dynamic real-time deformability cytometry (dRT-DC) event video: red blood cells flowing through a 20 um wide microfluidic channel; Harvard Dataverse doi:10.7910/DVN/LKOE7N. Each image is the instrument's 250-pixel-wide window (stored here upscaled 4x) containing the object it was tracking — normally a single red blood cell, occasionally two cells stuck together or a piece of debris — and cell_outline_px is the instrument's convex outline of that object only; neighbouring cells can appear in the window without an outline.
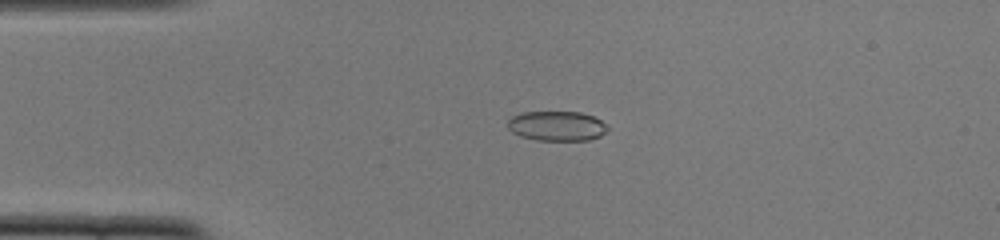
{"species": "common noctule bat (a hibernating species)", "species_latin": "Nyctalus noctula", "temperature_condition": "cold", "stored_images_in_passage": 50, "camera_frame_rate_fps": 3000, "um_per_image_px": 0.085, "animal": {"sex": "female", "body_mass_g": 22.0, "forearm_length_mm": 56.7}, "frame": {"image": 1, "passage_image": 11, "time_ms": 3.333, "image_size_px": [1000, 240], "cell_outline_px": [[608, 128], [600, 136], [588, 140], [536, 140], [520, 136], [512, 132], [508, 128], [508, 120], [512, 116], [524, 112], [580, 112], [592, 116], [608, 124]], "centroid_in_image_um": [47.32, 10.71], "position_along_channel_um": 37.7, "area_um2": 17.28}}
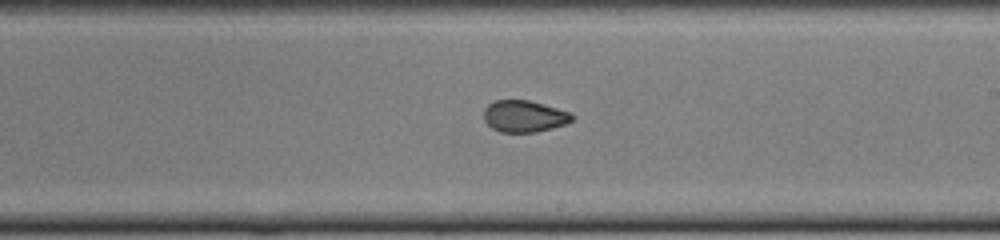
{"frame": {"image": 2, "passage_image": 29, "time_ms": 9.333, "image_size_px": [1000, 240], "cell_outline_px": [[576, 116], [572, 120], [564, 124], [552, 128], [536, 132], [500, 132], [492, 128], [484, 120], [484, 108], [488, 104], [496, 100], [528, 100], [572, 112]], "centroid_in_image_um": [44.57, 9.88], "position_along_channel_um": 244.4, "area_um2": 16.36}}
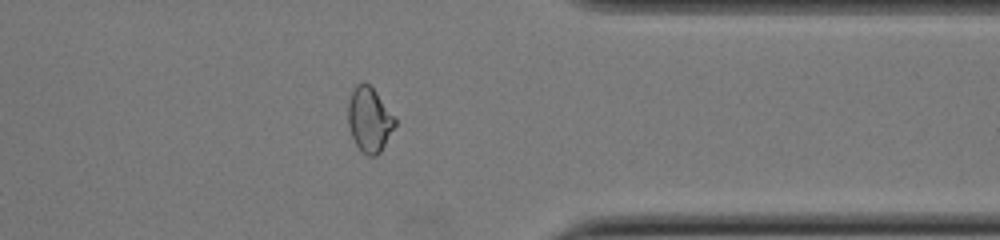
{"frame": {"image": 3, "passage_image": 40, "time_ms": 13.0, "image_size_px": [1000, 240], "cell_outline_px": [[396, 124], [380, 152], [376, 156], [368, 156], [356, 144], [352, 136], [348, 124], [348, 104], [352, 92], [356, 84], [364, 80], [376, 92], [396, 120]], "centroid_in_image_um": [31.38, 10.15], "position_along_channel_um": 380.0, "area_um2": 17.34}, "authors_computed_cell_mechanics": {"area_um2": 17.8602, "velocity_mm_per_s": 3.9255, "shape_relaxation_time_tau1_ms": null, "shape_relaxation_time_tau2_ms": 1.5393, "deformation_change_tau1": null, "deformation_change_tau2": 0.062}}